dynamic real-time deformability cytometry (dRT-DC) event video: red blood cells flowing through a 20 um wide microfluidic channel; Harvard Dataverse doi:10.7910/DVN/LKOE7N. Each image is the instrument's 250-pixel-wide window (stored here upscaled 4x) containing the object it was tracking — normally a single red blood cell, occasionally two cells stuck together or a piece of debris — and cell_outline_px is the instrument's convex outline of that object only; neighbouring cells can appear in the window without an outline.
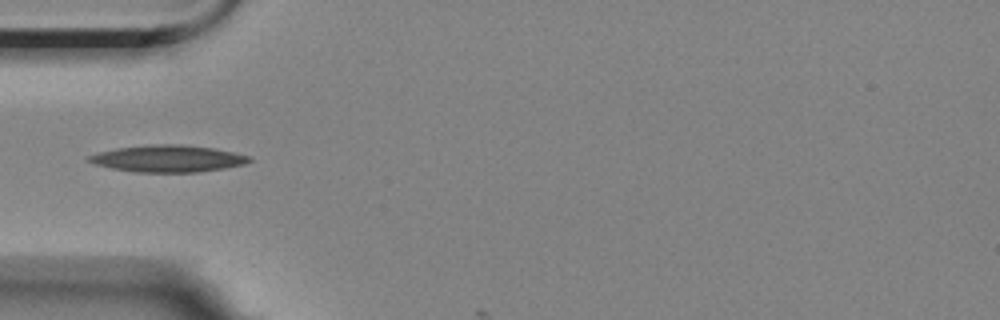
{"species": "Egyptian fruit bat (a non-hibernating species)", "species_latin": "Rousettus aegyptiacus", "temperature_condition": "room temperature", "stored_images_in_passage": 3, "camera_frame_rate_fps": 3000, "um_per_image_px": 0.085, "animal": {"sex": "female"}, "frame": {"image": 1, "passage_image": 3, "time_ms": 3.0, "image_size_px": [1000, 320], "cell_outline_px": [[252, 160], [244, 164], [224, 168], [196, 172], [136, 172], [112, 168], [92, 164], [84, 160], [84, 156], [116, 148], [148, 144], [180, 144], [212, 148], [252, 156]], "centroid_in_image_um": [14.2, 13.47], "position_along_channel_um": 70.8, "area_um2": 25.26}}